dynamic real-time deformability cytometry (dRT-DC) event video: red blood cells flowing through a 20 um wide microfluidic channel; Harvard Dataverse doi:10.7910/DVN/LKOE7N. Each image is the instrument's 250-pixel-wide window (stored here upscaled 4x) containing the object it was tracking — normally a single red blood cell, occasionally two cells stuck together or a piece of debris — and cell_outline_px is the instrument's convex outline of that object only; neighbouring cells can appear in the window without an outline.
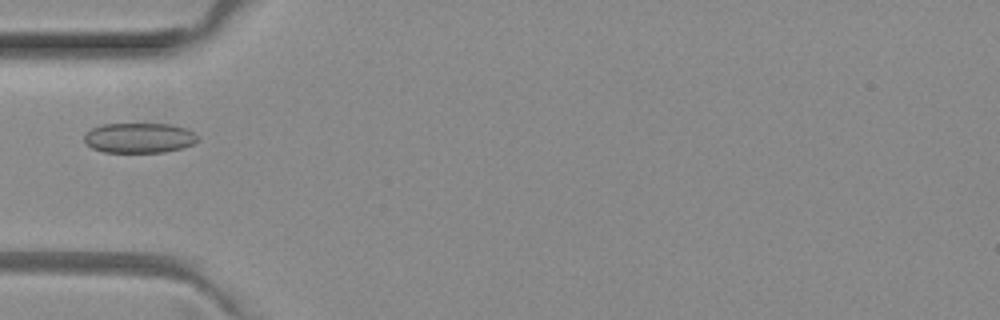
{"species": "common noctule bat (a hibernating species)", "species_latin": "Nyctalus noctula", "temperature_condition": "room temperature", "stored_images_in_passage": 3, "camera_frame_rate_fps": 3000, "um_per_image_px": 0.085, "animal": {"sex": "female", "body_mass_g": 29.2, "forearm_length_mm": 56.3}, "frame": {"image": 1, "passage_image": 2, "time_ms": 0.333, "image_size_px": [1000, 320], "cell_outline_px": [[200, 140], [192, 144], [180, 148], [164, 152], [104, 152], [92, 148], [84, 140], [84, 136], [92, 128], [104, 124], [172, 124], [188, 128], [200, 136]], "centroid_in_image_um": [11.89, 11.71], "position_along_channel_um": 73.1, "area_um2": 19.94}}
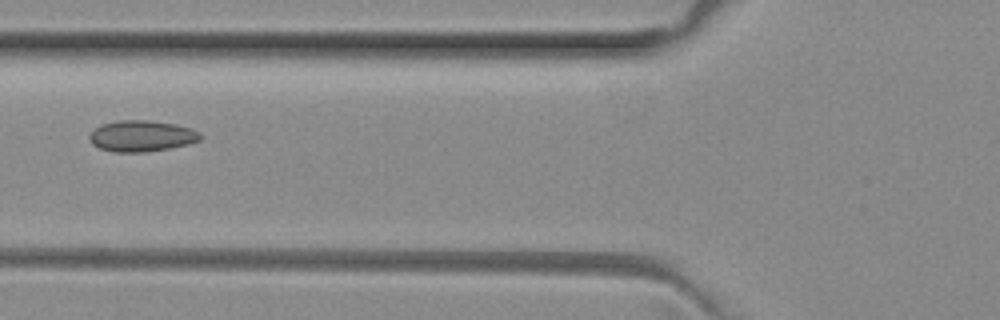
{"frame": {"image": 2, "passage_image": 3, "time_ms": 0.667, "image_size_px": [1000, 320], "cell_outline_px": [[200, 140], [188, 144], [168, 148], [144, 152], [112, 152], [100, 148], [92, 144], [88, 136], [100, 124], [120, 120], [148, 120], [176, 124], [192, 128], [200, 132]], "centroid_in_image_um": [12.03, 11.55], "position_along_channel_um": 113.8, "area_um2": 20.11}}